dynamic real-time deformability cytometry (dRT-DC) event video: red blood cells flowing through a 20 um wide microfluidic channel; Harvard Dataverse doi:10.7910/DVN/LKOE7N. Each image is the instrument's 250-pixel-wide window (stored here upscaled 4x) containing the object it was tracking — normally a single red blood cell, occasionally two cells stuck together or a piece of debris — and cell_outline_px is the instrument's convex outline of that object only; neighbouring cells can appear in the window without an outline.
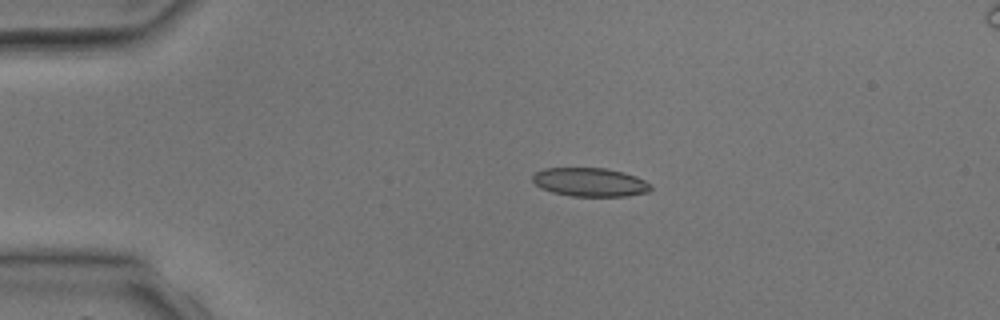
{"species": "common noctule bat (a hibernating species)", "species_latin": "Nyctalus noctula", "temperature_condition": "room temperature", "stored_images_in_passage": 4, "camera_frame_rate_fps": 3000, "um_per_image_px": 0.085, "animal": {"sex": "male", "body_mass_g": 17.9, "forearm_length_mm": 54.2}, "frame": {"image": 1, "passage_image": 2, "time_ms": 1.0, "image_size_px": [1000, 320], "cell_outline_px": [[652, 188], [648, 192], [628, 196], [572, 196], [552, 192], [540, 188], [532, 180], [532, 176], [536, 172], [544, 168], [604, 168], [624, 172], [636, 176], [652, 184]], "centroid_in_image_um": [50.17, 15.48], "position_along_channel_um": 34.8, "area_um2": 19.83}}